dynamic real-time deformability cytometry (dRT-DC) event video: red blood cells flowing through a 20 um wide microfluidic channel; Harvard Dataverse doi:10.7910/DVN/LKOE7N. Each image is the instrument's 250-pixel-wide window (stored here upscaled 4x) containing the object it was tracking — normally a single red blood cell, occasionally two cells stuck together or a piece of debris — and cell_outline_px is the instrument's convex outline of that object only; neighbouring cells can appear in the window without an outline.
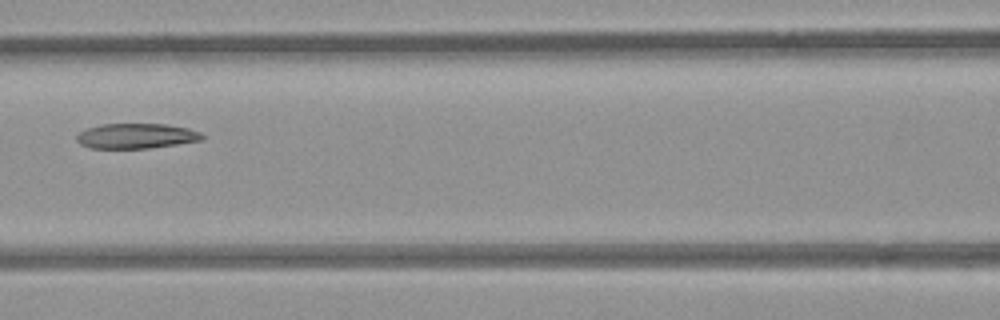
{"species": "common noctule bat (a hibernating species)", "species_latin": "Nyctalus noctula", "temperature_condition": "room temperature", "stored_images_in_passage": 8, "camera_frame_rate_fps": 3000, "um_per_image_px": 0.085, "animal": {"sex": "female", "body_mass_g": 21.9}, "frame": {"image": 1, "passage_image": 4, "time_ms": 1.0, "image_size_px": [1000, 320], "cell_outline_px": [[204, 136], [200, 140], [176, 144], [148, 148], [88, 148], [80, 144], [76, 140], [76, 136], [80, 132], [88, 128], [100, 124], [168, 124], [188, 128], [200, 132]], "centroid_in_image_um": [11.55, 11.55], "position_along_channel_um": 155.0, "area_um2": 18.26}}
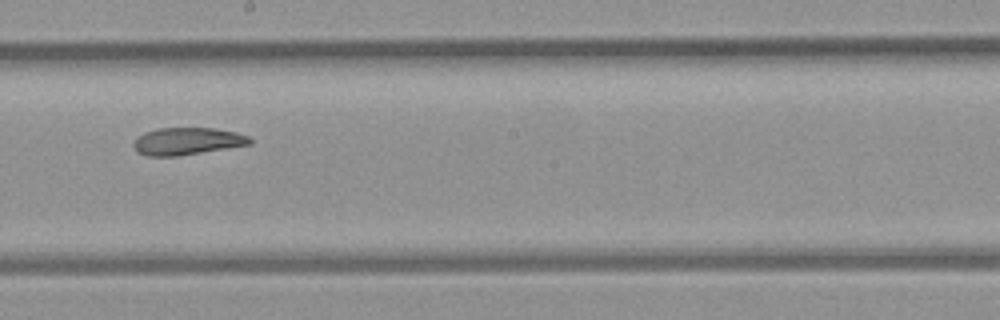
{"frame": {"image": 2, "passage_image": 6, "time_ms": 1.667, "image_size_px": [1000, 320], "cell_outline_px": [[252, 144], [176, 156], [148, 156], [136, 152], [132, 144], [136, 136], [144, 132], [156, 128], [216, 128], [236, 132], [248, 136], [252, 140]], "centroid_in_image_um": [15.86, 11.99], "position_along_channel_um": 232.3, "area_um2": 18.61}}
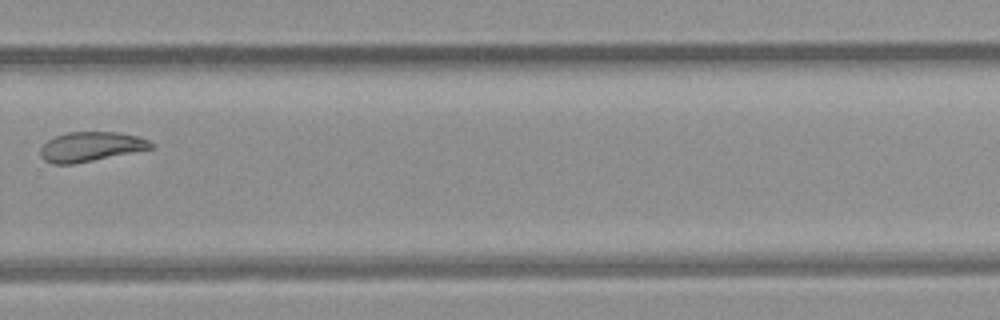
{"frame": {"image": 3, "passage_image": 8, "time_ms": 2.333, "image_size_px": [1000, 320], "cell_outline_px": [[156, 148], [76, 164], [52, 164], [44, 160], [40, 156], [40, 148], [48, 140], [56, 136], [68, 132], [120, 132], [136, 136], [148, 140], [156, 144]], "centroid_in_image_um": [7.76, 12.48], "position_along_channel_um": 322.0, "area_um2": 19.36}}